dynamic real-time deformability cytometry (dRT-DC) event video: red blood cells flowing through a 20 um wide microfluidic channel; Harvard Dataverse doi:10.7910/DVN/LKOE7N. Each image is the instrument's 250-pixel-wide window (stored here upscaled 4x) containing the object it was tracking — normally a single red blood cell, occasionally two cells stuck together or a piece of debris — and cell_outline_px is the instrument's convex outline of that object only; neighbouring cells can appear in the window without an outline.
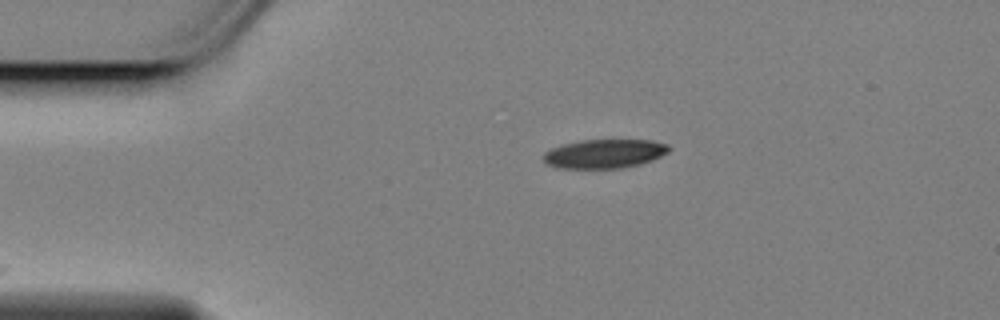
{"species": "Egyptian fruit bat (a non-hibernating species)", "species_latin": "Rousettus aegyptiacus", "temperature_condition": "cold", "stored_images_in_passage": 33, "camera_frame_rate_fps": 3000, "um_per_image_px": 0.085, "animal": {"sex": "female"}, "frame": {"image": 1, "passage_image": 1, "time_ms": 0.0, "image_size_px": [1000, 320], "cell_outline_px": [[672, 148], [668, 152], [652, 160], [640, 164], [620, 168], [556, 168], [544, 164], [544, 152], [552, 148], [564, 144], [584, 140], [652, 140], [668, 144]], "centroid_in_image_um": [51.38, 13.07], "position_along_channel_um": 33.6, "area_um2": 21.21}}
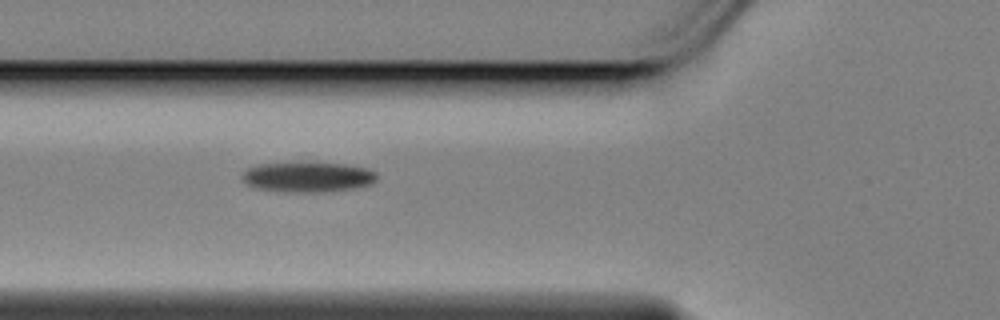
{"frame": {"image": 2, "passage_image": 10, "time_ms": 3.0, "image_size_px": [1000, 320], "cell_outline_px": [[376, 180], [372, 184], [352, 188], [324, 192], [304, 192], [256, 188], [240, 180], [240, 176], [248, 168], [260, 164], [316, 160], [344, 164], [368, 168], [376, 172]], "centroid_in_image_um": [26.17, 14.99], "position_along_channel_um": 99.6, "area_um2": 24.22}}